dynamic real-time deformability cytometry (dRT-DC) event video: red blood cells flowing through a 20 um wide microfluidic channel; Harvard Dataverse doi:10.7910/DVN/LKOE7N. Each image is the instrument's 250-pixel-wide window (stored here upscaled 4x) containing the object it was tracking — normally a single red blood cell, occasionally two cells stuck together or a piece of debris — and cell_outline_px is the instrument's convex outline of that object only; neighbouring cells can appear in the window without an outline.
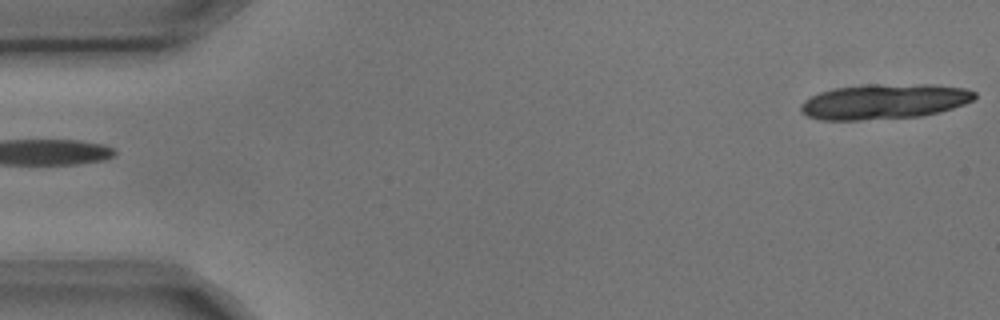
{"species": "common noctule bat (a hibernating species)", "species_latin": "Nyctalus noctula", "temperature_condition": "cold", "stored_images_in_passage": 5, "segment_of_instrument_passage": [2, 2], "camera_frame_rate_fps": 3000, "um_per_image_px": 0.085, "animal": {"sex": "male", "body_mass_g": 17.9, "forearm_length_mm": 54.2}, "frame": {"image": 1, "passage_image": 5, "time_ms": 1.333, "image_size_px": [1000, 320], "cell_outline_px": [[976, 96], [972, 100], [964, 104], [940, 112], [920, 116], [860, 120], [820, 120], [808, 116], [800, 108], [800, 104], [804, 100], [820, 92], [836, 88], [864, 84], [932, 84], [968, 88], [976, 92]], "centroid_in_image_um": [75.19, 8.62], "position_along_channel_um": 9.8, "area_um2": 35.78}}